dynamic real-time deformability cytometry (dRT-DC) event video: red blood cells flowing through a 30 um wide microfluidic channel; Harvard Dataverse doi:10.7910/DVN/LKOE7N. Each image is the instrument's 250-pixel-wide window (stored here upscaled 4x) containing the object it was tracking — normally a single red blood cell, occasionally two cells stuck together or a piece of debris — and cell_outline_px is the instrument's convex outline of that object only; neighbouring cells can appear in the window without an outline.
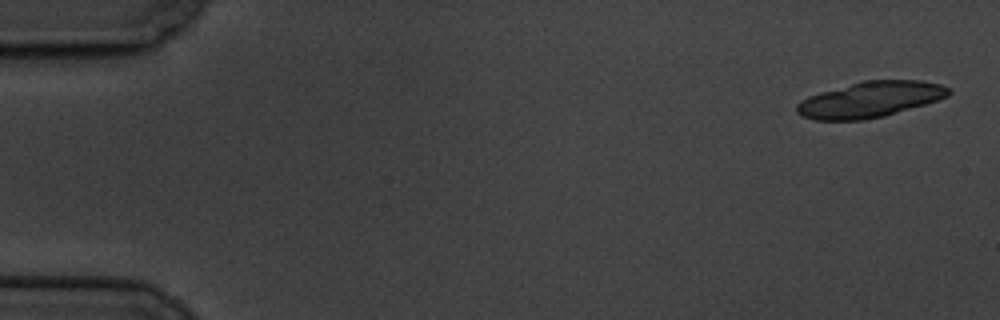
{"species": "common noctule bat (a hibernating species)", "species_latin": "Nyctalus noctula", "temperature_condition": "cold", "stored_images_in_passage": 5, "camera_frame_rate_fps": 3000, "um_per_image_px": 0.085, "animal": {"sex": "male", "body_mass_g": 19.5, "forearm_length_mm": 54.6}, "frame": {"image": 1, "passage_image": 1, "time_ms": 0.0, "image_size_px": [1000, 320], "cell_outline_px": [[952, 92], [948, 96], [924, 104], [884, 116], [864, 120], [812, 120], [796, 112], [796, 104], [800, 100], [808, 96], [820, 92], [864, 80], [920, 80], [940, 84], [948, 88]], "centroid_in_image_um": [73.93, 8.46], "position_along_channel_um": 11.1, "area_um2": 31.5}}